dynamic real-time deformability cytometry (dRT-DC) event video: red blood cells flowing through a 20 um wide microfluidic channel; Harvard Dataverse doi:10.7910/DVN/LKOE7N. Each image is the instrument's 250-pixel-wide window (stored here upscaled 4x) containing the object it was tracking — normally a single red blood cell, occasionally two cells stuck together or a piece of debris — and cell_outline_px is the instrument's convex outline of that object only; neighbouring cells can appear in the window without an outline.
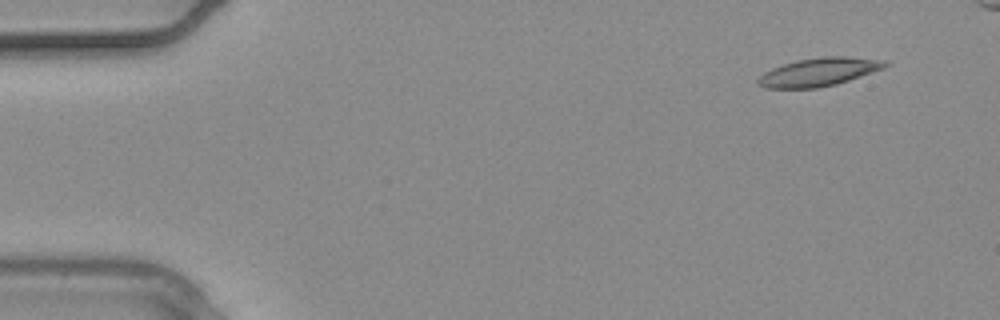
{"species": "common noctule bat (a hibernating species)", "species_latin": "Nyctalus noctula", "temperature_condition": "warm", "stored_images_in_passage": 3, "camera_frame_rate_fps": 3000, "um_per_image_px": 0.085, "animal": {"sex": "male", "body_mass_g": 20.4}, "frame": {"image": 1, "passage_image": 1, "time_ms": 0.0, "image_size_px": [1000, 320], "cell_outline_px": [[888, 64], [884, 68], [836, 84], [816, 88], [764, 88], [756, 84], [756, 80], [764, 72], [772, 68], [784, 64], [800, 60], [824, 56], [844, 56], [884, 60]], "centroid_in_image_um": [69.56, 6.13], "position_along_channel_um": 15.4, "area_um2": 20.69}}